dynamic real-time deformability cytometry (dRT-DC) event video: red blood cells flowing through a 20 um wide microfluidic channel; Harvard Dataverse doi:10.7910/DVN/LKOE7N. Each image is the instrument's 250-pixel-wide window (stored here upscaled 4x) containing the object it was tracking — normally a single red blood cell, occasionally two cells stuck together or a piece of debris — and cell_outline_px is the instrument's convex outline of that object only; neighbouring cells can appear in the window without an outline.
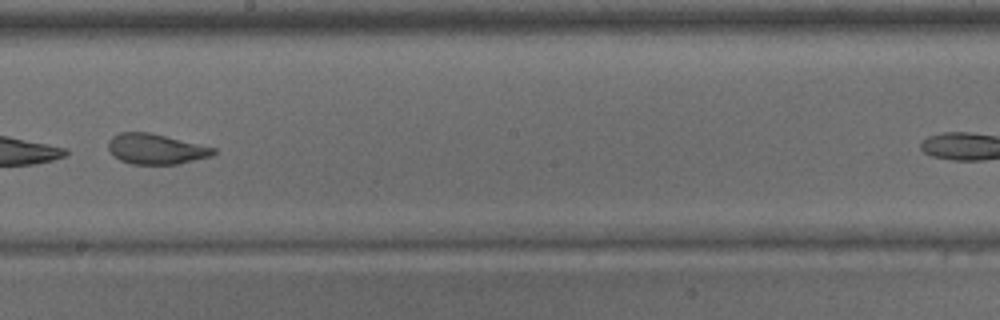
{"species": "common noctule bat (a hibernating species)", "species_latin": "Nyctalus noctula", "temperature_condition": "warm", "stored_images_in_passage": 29, "camera_frame_rate_fps": 3000, "um_per_image_px": 0.085, "animal": {"sex": "male", "body_mass_g": 15.6}, "frame": {"image": 1, "passage_image": 17, "time_ms": 5.333, "image_size_px": [1000, 320], "cell_outline_px": [[216, 152], [212, 156], [176, 164], [132, 164], [120, 160], [108, 148], [108, 140], [112, 136], [120, 132], [148, 132], [216, 148]], "centroid_in_image_um": [13.24, 12.66], "position_along_channel_um": 235.0, "area_um2": 18.38}}
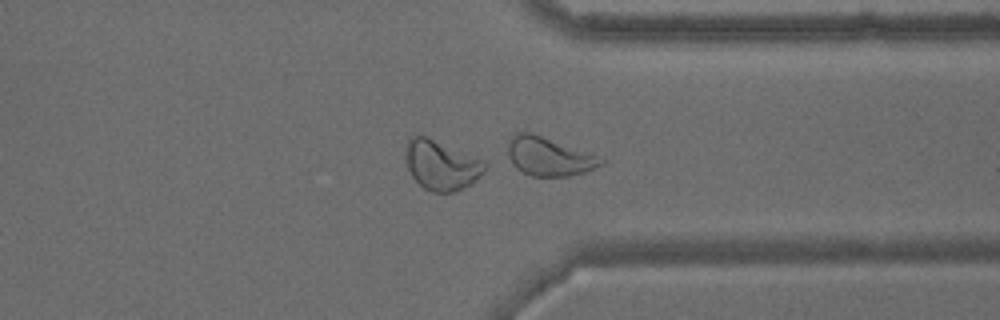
{"frame": {"image": 2, "passage_image": 25, "time_ms": 8.0, "image_size_px": [1000, 320], "cell_outline_px": [[488, 168], [480, 176], [468, 184], [452, 192], [432, 192], [424, 188], [412, 176], [408, 168], [408, 136], [428, 136], [484, 160]], "centroid_in_image_um": [37.55, 14.02], "position_along_channel_um": 373.8, "area_um2": 22.48}}